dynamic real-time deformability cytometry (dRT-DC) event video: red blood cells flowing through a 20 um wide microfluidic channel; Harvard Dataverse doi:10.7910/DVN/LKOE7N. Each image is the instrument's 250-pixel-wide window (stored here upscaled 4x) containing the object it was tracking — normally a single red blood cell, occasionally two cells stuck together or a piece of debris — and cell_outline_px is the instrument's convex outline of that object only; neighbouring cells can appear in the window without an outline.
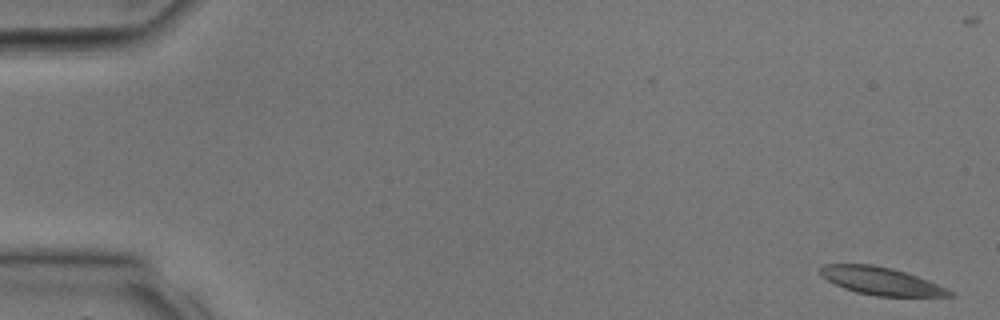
{"species": "common noctule bat (a hibernating species)", "species_latin": "Nyctalus noctula", "temperature_condition": "room temperature", "stored_images_in_passage": 34, "camera_frame_rate_fps": 3000, "um_per_image_px": 0.085, "animal": {"sex": "male", "body_mass_g": 17.9, "forearm_length_mm": 54.2}, "frame": {"image": 1, "passage_image": 1, "time_ms": 0.0, "image_size_px": [1000, 320], "cell_outline_px": [[956, 296], [876, 296], [856, 292], [844, 288], [820, 276], [820, 268], [824, 264], [872, 264], [892, 268], [928, 280], [948, 288], [956, 292]], "centroid_in_image_um": [74.92, 23.89], "position_along_channel_um": 10.1, "area_um2": 20.87}}
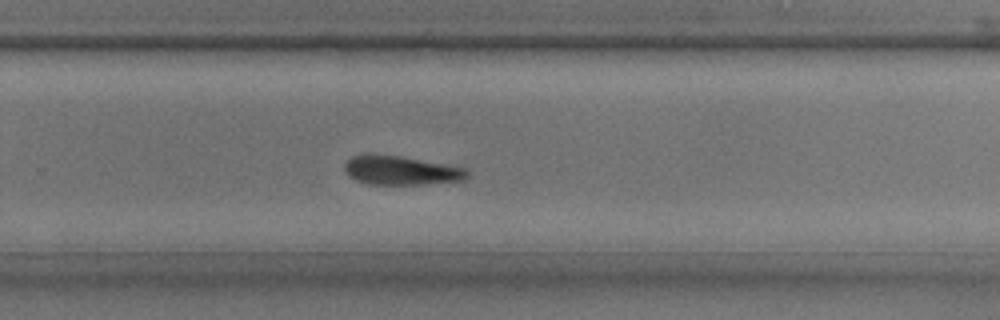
{"frame": {"image": 2, "passage_image": 23, "time_ms": 7.333, "image_size_px": [1000, 320], "cell_outline_px": [[468, 176], [464, 180], [424, 184], [368, 184], [356, 180], [348, 176], [344, 172], [344, 164], [352, 156], [400, 156], [468, 168]], "centroid_in_image_um": [34.12, 14.51], "position_along_channel_um": 295.7, "area_um2": 20.35}}
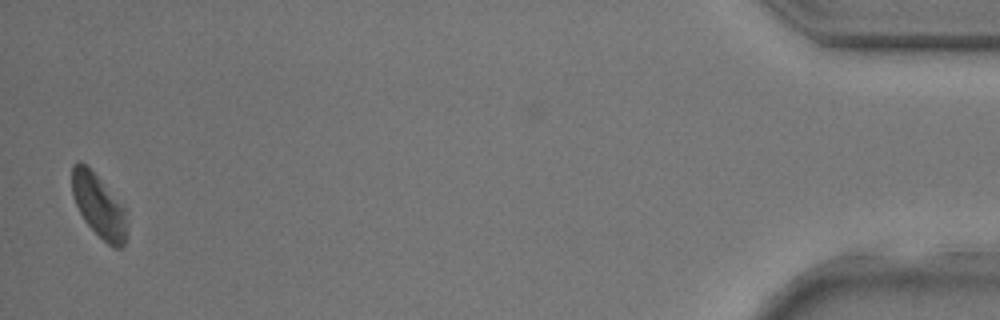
{"frame": {"image": 3, "passage_image": 34, "time_ms": 11.0, "image_size_px": [1000, 320], "cell_outline_px": [[124, 244], [120, 248], [112, 248], [84, 220], [72, 196], [72, 164], [80, 160], [96, 176], [124, 208]], "centroid_in_image_um": [8.33, 17.48], "position_along_channel_um": 426.9, "area_um2": 19.19}}